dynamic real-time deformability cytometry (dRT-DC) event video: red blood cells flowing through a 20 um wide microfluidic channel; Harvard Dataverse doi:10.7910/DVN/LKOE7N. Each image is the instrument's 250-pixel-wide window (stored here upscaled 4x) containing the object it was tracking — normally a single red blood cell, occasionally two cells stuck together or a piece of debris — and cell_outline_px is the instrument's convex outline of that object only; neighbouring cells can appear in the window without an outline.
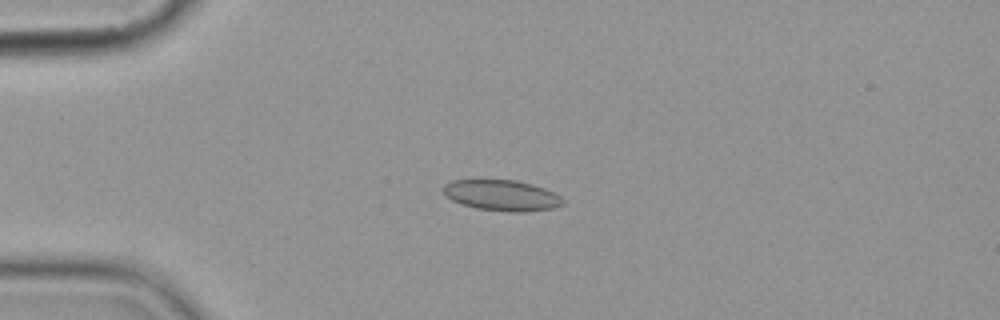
{"species": "common noctule bat (a hibernating species)", "species_latin": "Nyctalus noctula", "temperature_condition": "cold", "stored_images_in_passage": 2, "camera_frame_rate_fps": 3000, "um_per_image_px": 0.085, "animal": {"sex": "female", "body_mass_g": 19.9}, "frame": {"image": 1, "passage_image": 2, "time_ms": 1.333, "image_size_px": [1000, 320], "cell_outline_px": [[564, 204], [552, 208], [524, 212], [508, 212], [476, 208], [460, 204], [444, 196], [444, 184], [452, 180], [516, 180], [532, 184], [544, 188], [560, 196], [564, 200]], "centroid_in_image_um": [42.64, 16.61], "position_along_channel_um": 42.4, "area_um2": 21.5}}